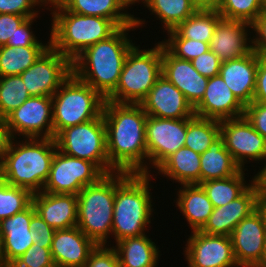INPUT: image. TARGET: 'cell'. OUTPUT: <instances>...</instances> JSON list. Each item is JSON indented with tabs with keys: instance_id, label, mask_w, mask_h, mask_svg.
<instances>
[{
	"instance_id": "cell-31",
	"label": "cell",
	"mask_w": 266,
	"mask_h": 267,
	"mask_svg": "<svg viewBox=\"0 0 266 267\" xmlns=\"http://www.w3.org/2000/svg\"><path fill=\"white\" fill-rule=\"evenodd\" d=\"M31 45L26 47H0V77L21 75L41 56L51 45Z\"/></svg>"
},
{
	"instance_id": "cell-45",
	"label": "cell",
	"mask_w": 266,
	"mask_h": 267,
	"mask_svg": "<svg viewBox=\"0 0 266 267\" xmlns=\"http://www.w3.org/2000/svg\"><path fill=\"white\" fill-rule=\"evenodd\" d=\"M194 68L199 72V74L205 76L206 78H212L219 75L221 61L215 53L211 50L202 53L198 57L191 60Z\"/></svg>"
},
{
	"instance_id": "cell-7",
	"label": "cell",
	"mask_w": 266,
	"mask_h": 267,
	"mask_svg": "<svg viewBox=\"0 0 266 267\" xmlns=\"http://www.w3.org/2000/svg\"><path fill=\"white\" fill-rule=\"evenodd\" d=\"M116 172L84 187L78 194L77 227L96 245H106L112 234Z\"/></svg>"
},
{
	"instance_id": "cell-33",
	"label": "cell",
	"mask_w": 266,
	"mask_h": 267,
	"mask_svg": "<svg viewBox=\"0 0 266 267\" xmlns=\"http://www.w3.org/2000/svg\"><path fill=\"white\" fill-rule=\"evenodd\" d=\"M244 171L245 169H241L231 177L200 183L214 207H221L228 204L239 197L250 186L245 181L244 175L246 174Z\"/></svg>"
},
{
	"instance_id": "cell-44",
	"label": "cell",
	"mask_w": 266,
	"mask_h": 267,
	"mask_svg": "<svg viewBox=\"0 0 266 267\" xmlns=\"http://www.w3.org/2000/svg\"><path fill=\"white\" fill-rule=\"evenodd\" d=\"M38 16L27 18L16 30L13 37H9L7 45L12 47H26L31 45H47L37 40V37L31 31L32 22Z\"/></svg>"
},
{
	"instance_id": "cell-36",
	"label": "cell",
	"mask_w": 266,
	"mask_h": 267,
	"mask_svg": "<svg viewBox=\"0 0 266 267\" xmlns=\"http://www.w3.org/2000/svg\"><path fill=\"white\" fill-rule=\"evenodd\" d=\"M20 75L0 77V115L7 117L30 98Z\"/></svg>"
},
{
	"instance_id": "cell-38",
	"label": "cell",
	"mask_w": 266,
	"mask_h": 267,
	"mask_svg": "<svg viewBox=\"0 0 266 267\" xmlns=\"http://www.w3.org/2000/svg\"><path fill=\"white\" fill-rule=\"evenodd\" d=\"M217 11L223 19L251 25L263 12V0H221Z\"/></svg>"
},
{
	"instance_id": "cell-21",
	"label": "cell",
	"mask_w": 266,
	"mask_h": 267,
	"mask_svg": "<svg viewBox=\"0 0 266 267\" xmlns=\"http://www.w3.org/2000/svg\"><path fill=\"white\" fill-rule=\"evenodd\" d=\"M162 75L185 95L193 108L202 100L209 81L199 74L191 61L176 58L163 44Z\"/></svg>"
},
{
	"instance_id": "cell-42",
	"label": "cell",
	"mask_w": 266,
	"mask_h": 267,
	"mask_svg": "<svg viewBox=\"0 0 266 267\" xmlns=\"http://www.w3.org/2000/svg\"><path fill=\"white\" fill-rule=\"evenodd\" d=\"M106 246L97 245L90 253L84 267H120L115 248Z\"/></svg>"
},
{
	"instance_id": "cell-18",
	"label": "cell",
	"mask_w": 266,
	"mask_h": 267,
	"mask_svg": "<svg viewBox=\"0 0 266 267\" xmlns=\"http://www.w3.org/2000/svg\"><path fill=\"white\" fill-rule=\"evenodd\" d=\"M149 116L162 119H182L195 115L185 95L164 75H161L140 103Z\"/></svg>"
},
{
	"instance_id": "cell-11",
	"label": "cell",
	"mask_w": 266,
	"mask_h": 267,
	"mask_svg": "<svg viewBox=\"0 0 266 267\" xmlns=\"http://www.w3.org/2000/svg\"><path fill=\"white\" fill-rule=\"evenodd\" d=\"M72 74V61L50 46L20 76L31 97H52Z\"/></svg>"
},
{
	"instance_id": "cell-20",
	"label": "cell",
	"mask_w": 266,
	"mask_h": 267,
	"mask_svg": "<svg viewBox=\"0 0 266 267\" xmlns=\"http://www.w3.org/2000/svg\"><path fill=\"white\" fill-rule=\"evenodd\" d=\"M194 113L198 117L222 121L244 116L245 106L219 74L209 78L204 96L194 107Z\"/></svg>"
},
{
	"instance_id": "cell-22",
	"label": "cell",
	"mask_w": 266,
	"mask_h": 267,
	"mask_svg": "<svg viewBox=\"0 0 266 267\" xmlns=\"http://www.w3.org/2000/svg\"><path fill=\"white\" fill-rule=\"evenodd\" d=\"M247 28H252L247 22L222 18L217 23L210 40V50L217 55L221 62L249 54L253 51V48L250 45L252 39L248 38Z\"/></svg>"
},
{
	"instance_id": "cell-54",
	"label": "cell",
	"mask_w": 266,
	"mask_h": 267,
	"mask_svg": "<svg viewBox=\"0 0 266 267\" xmlns=\"http://www.w3.org/2000/svg\"><path fill=\"white\" fill-rule=\"evenodd\" d=\"M257 267H266V241H265L264 253H263L262 259Z\"/></svg>"
},
{
	"instance_id": "cell-30",
	"label": "cell",
	"mask_w": 266,
	"mask_h": 267,
	"mask_svg": "<svg viewBox=\"0 0 266 267\" xmlns=\"http://www.w3.org/2000/svg\"><path fill=\"white\" fill-rule=\"evenodd\" d=\"M157 170L165 177L182 184H200V154L181 147L169 156Z\"/></svg>"
},
{
	"instance_id": "cell-6",
	"label": "cell",
	"mask_w": 266,
	"mask_h": 267,
	"mask_svg": "<svg viewBox=\"0 0 266 267\" xmlns=\"http://www.w3.org/2000/svg\"><path fill=\"white\" fill-rule=\"evenodd\" d=\"M152 49L134 45L128 52L116 89L105 99L120 104H140L162 75V42Z\"/></svg>"
},
{
	"instance_id": "cell-13",
	"label": "cell",
	"mask_w": 266,
	"mask_h": 267,
	"mask_svg": "<svg viewBox=\"0 0 266 267\" xmlns=\"http://www.w3.org/2000/svg\"><path fill=\"white\" fill-rule=\"evenodd\" d=\"M6 119L12 138H53L52 97H30Z\"/></svg>"
},
{
	"instance_id": "cell-5",
	"label": "cell",
	"mask_w": 266,
	"mask_h": 267,
	"mask_svg": "<svg viewBox=\"0 0 266 267\" xmlns=\"http://www.w3.org/2000/svg\"><path fill=\"white\" fill-rule=\"evenodd\" d=\"M49 4L54 9L51 10L50 45L71 61L84 49L107 39L120 28L113 20L69 12L60 3Z\"/></svg>"
},
{
	"instance_id": "cell-27",
	"label": "cell",
	"mask_w": 266,
	"mask_h": 267,
	"mask_svg": "<svg viewBox=\"0 0 266 267\" xmlns=\"http://www.w3.org/2000/svg\"><path fill=\"white\" fill-rule=\"evenodd\" d=\"M176 205L193 231H200L212 214L214 206L200 184H182Z\"/></svg>"
},
{
	"instance_id": "cell-15",
	"label": "cell",
	"mask_w": 266,
	"mask_h": 267,
	"mask_svg": "<svg viewBox=\"0 0 266 267\" xmlns=\"http://www.w3.org/2000/svg\"><path fill=\"white\" fill-rule=\"evenodd\" d=\"M191 233L184 251L188 267H239L230 236Z\"/></svg>"
},
{
	"instance_id": "cell-34",
	"label": "cell",
	"mask_w": 266,
	"mask_h": 267,
	"mask_svg": "<svg viewBox=\"0 0 266 267\" xmlns=\"http://www.w3.org/2000/svg\"><path fill=\"white\" fill-rule=\"evenodd\" d=\"M219 136L220 121L196 115L187 118L185 147L201 155Z\"/></svg>"
},
{
	"instance_id": "cell-12",
	"label": "cell",
	"mask_w": 266,
	"mask_h": 267,
	"mask_svg": "<svg viewBox=\"0 0 266 267\" xmlns=\"http://www.w3.org/2000/svg\"><path fill=\"white\" fill-rule=\"evenodd\" d=\"M220 136L236 163L245 169V161H266V138L261 136L245 116L220 121Z\"/></svg>"
},
{
	"instance_id": "cell-17",
	"label": "cell",
	"mask_w": 266,
	"mask_h": 267,
	"mask_svg": "<svg viewBox=\"0 0 266 267\" xmlns=\"http://www.w3.org/2000/svg\"><path fill=\"white\" fill-rule=\"evenodd\" d=\"M250 186L236 199L221 207H214L208 221L200 230L206 234L230 236L237 224L257 210L260 195L255 175Z\"/></svg>"
},
{
	"instance_id": "cell-2",
	"label": "cell",
	"mask_w": 266,
	"mask_h": 267,
	"mask_svg": "<svg viewBox=\"0 0 266 267\" xmlns=\"http://www.w3.org/2000/svg\"><path fill=\"white\" fill-rule=\"evenodd\" d=\"M141 20L135 17L133 25L120 27L107 39L84 49L72 60V74L106 99L116 89L125 58L135 45L127 32L142 26L145 21Z\"/></svg>"
},
{
	"instance_id": "cell-56",
	"label": "cell",
	"mask_w": 266,
	"mask_h": 267,
	"mask_svg": "<svg viewBox=\"0 0 266 267\" xmlns=\"http://www.w3.org/2000/svg\"><path fill=\"white\" fill-rule=\"evenodd\" d=\"M63 0H52L50 3H61Z\"/></svg>"
},
{
	"instance_id": "cell-4",
	"label": "cell",
	"mask_w": 266,
	"mask_h": 267,
	"mask_svg": "<svg viewBox=\"0 0 266 267\" xmlns=\"http://www.w3.org/2000/svg\"><path fill=\"white\" fill-rule=\"evenodd\" d=\"M151 176L145 173L116 172L112 222V236L116 242L144 235L147 225L151 223Z\"/></svg>"
},
{
	"instance_id": "cell-1",
	"label": "cell",
	"mask_w": 266,
	"mask_h": 267,
	"mask_svg": "<svg viewBox=\"0 0 266 267\" xmlns=\"http://www.w3.org/2000/svg\"><path fill=\"white\" fill-rule=\"evenodd\" d=\"M102 114L110 166L116 172L150 174L145 135L148 115L142 106L105 100Z\"/></svg>"
},
{
	"instance_id": "cell-47",
	"label": "cell",
	"mask_w": 266,
	"mask_h": 267,
	"mask_svg": "<svg viewBox=\"0 0 266 267\" xmlns=\"http://www.w3.org/2000/svg\"><path fill=\"white\" fill-rule=\"evenodd\" d=\"M27 18L18 14H0V47L7 45L9 37H13L17 28Z\"/></svg>"
},
{
	"instance_id": "cell-14",
	"label": "cell",
	"mask_w": 266,
	"mask_h": 267,
	"mask_svg": "<svg viewBox=\"0 0 266 267\" xmlns=\"http://www.w3.org/2000/svg\"><path fill=\"white\" fill-rule=\"evenodd\" d=\"M187 118L162 119L149 116L146 119V147L148 160L158 168L169 156L184 147Z\"/></svg>"
},
{
	"instance_id": "cell-51",
	"label": "cell",
	"mask_w": 266,
	"mask_h": 267,
	"mask_svg": "<svg viewBox=\"0 0 266 267\" xmlns=\"http://www.w3.org/2000/svg\"><path fill=\"white\" fill-rule=\"evenodd\" d=\"M196 11H217L221 0H190Z\"/></svg>"
},
{
	"instance_id": "cell-8",
	"label": "cell",
	"mask_w": 266,
	"mask_h": 267,
	"mask_svg": "<svg viewBox=\"0 0 266 267\" xmlns=\"http://www.w3.org/2000/svg\"><path fill=\"white\" fill-rule=\"evenodd\" d=\"M105 99L73 74L52 96L53 138L64 128L98 118Z\"/></svg>"
},
{
	"instance_id": "cell-19",
	"label": "cell",
	"mask_w": 266,
	"mask_h": 267,
	"mask_svg": "<svg viewBox=\"0 0 266 267\" xmlns=\"http://www.w3.org/2000/svg\"><path fill=\"white\" fill-rule=\"evenodd\" d=\"M35 213L36 209L31 203L25 210L0 221L1 267H9L33 245L30 220Z\"/></svg>"
},
{
	"instance_id": "cell-49",
	"label": "cell",
	"mask_w": 266,
	"mask_h": 267,
	"mask_svg": "<svg viewBox=\"0 0 266 267\" xmlns=\"http://www.w3.org/2000/svg\"><path fill=\"white\" fill-rule=\"evenodd\" d=\"M253 102L266 103V56H260Z\"/></svg>"
},
{
	"instance_id": "cell-48",
	"label": "cell",
	"mask_w": 266,
	"mask_h": 267,
	"mask_svg": "<svg viewBox=\"0 0 266 267\" xmlns=\"http://www.w3.org/2000/svg\"><path fill=\"white\" fill-rule=\"evenodd\" d=\"M256 32L252 40V48L260 56H266V12H262L251 24Z\"/></svg>"
},
{
	"instance_id": "cell-46",
	"label": "cell",
	"mask_w": 266,
	"mask_h": 267,
	"mask_svg": "<svg viewBox=\"0 0 266 267\" xmlns=\"http://www.w3.org/2000/svg\"><path fill=\"white\" fill-rule=\"evenodd\" d=\"M244 116L266 138V103L252 102L246 105Z\"/></svg>"
},
{
	"instance_id": "cell-50",
	"label": "cell",
	"mask_w": 266,
	"mask_h": 267,
	"mask_svg": "<svg viewBox=\"0 0 266 267\" xmlns=\"http://www.w3.org/2000/svg\"><path fill=\"white\" fill-rule=\"evenodd\" d=\"M11 140L12 136L9 131L7 119L0 115V161L8 151Z\"/></svg>"
},
{
	"instance_id": "cell-29",
	"label": "cell",
	"mask_w": 266,
	"mask_h": 267,
	"mask_svg": "<svg viewBox=\"0 0 266 267\" xmlns=\"http://www.w3.org/2000/svg\"><path fill=\"white\" fill-rule=\"evenodd\" d=\"M120 267H156L159 261V248L146 234L127 237L116 242Z\"/></svg>"
},
{
	"instance_id": "cell-40",
	"label": "cell",
	"mask_w": 266,
	"mask_h": 267,
	"mask_svg": "<svg viewBox=\"0 0 266 267\" xmlns=\"http://www.w3.org/2000/svg\"><path fill=\"white\" fill-rule=\"evenodd\" d=\"M9 267H56L49 248L33 243L26 252Z\"/></svg>"
},
{
	"instance_id": "cell-39",
	"label": "cell",
	"mask_w": 266,
	"mask_h": 267,
	"mask_svg": "<svg viewBox=\"0 0 266 267\" xmlns=\"http://www.w3.org/2000/svg\"><path fill=\"white\" fill-rule=\"evenodd\" d=\"M167 33L170 38L162 41V44L176 58L191 61L210 50L209 43L183 38L175 29Z\"/></svg>"
},
{
	"instance_id": "cell-57",
	"label": "cell",
	"mask_w": 266,
	"mask_h": 267,
	"mask_svg": "<svg viewBox=\"0 0 266 267\" xmlns=\"http://www.w3.org/2000/svg\"><path fill=\"white\" fill-rule=\"evenodd\" d=\"M52 0H45V2L47 3L46 6H48V4L51 2Z\"/></svg>"
},
{
	"instance_id": "cell-32",
	"label": "cell",
	"mask_w": 266,
	"mask_h": 267,
	"mask_svg": "<svg viewBox=\"0 0 266 267\" xmlns=\"http://www.w3.org/2000/svg\"><path fill=\"white\" fill-rule=\"evenodd\" d=\"M140 1L159 18L167 31L175 29L196 12L190 0H136L135 3Z\"/></svg>"
},
{
	"instance_id": "cell-26",
	"label": "cell",
	"mask_w": 266,
	"mask_h": 267,
	"mask_svg": "<svg viewBox=\"0 0 266 267\" xmlns=\"http://www.w3.org/2000/svg\"><path fill=\"white\" fill-rule=\"evenodd\" d=\"M60 4L69 12L113 20L119 27L135 23L133 14L123 13L130 5H135L133 0H63Z\"/></svg>"
},
{
	"instance_id": "cell-35",
	"label": "cell",
	"mask_w": 266,
	"mask_h": 267,
	"mask_svg": "<svg viewBox=\"0 0 266 267\" xmlns=\"http://www.w3.org/2000/svg\"><path fill=\"white\" fill-rule=\"evenodd\" d=\"M221 19L218 11H196L175 30L183 38L210 43L215 27Z\"/></svg>"
},
{
	"instance_id": "cell-55",
	"label": "cell",
	"mask_w": 266,
	"mask_h": 267,
	"mask_svg": "<svg viewBox=\"0 0 266 267\" xmlns=\"http://www.w3.org/2000/svg\"><path fill=\"white\" fill-rule=\"evenodd\" d=\"M263 12H266V0H263Z\"/></svg>"
},
{
	"instance_id": "cell-24",
	"label": "cell",
	"mask_w": 266,
	"mask_h": 267,
	"mask_svg": "<svg viewBox=\"0 0 266 267\" xmlns=\"http://www.w3.org/2000/svg\"><path fill=\"white\" fill-rule=\"evenodd\" d=\"M97 245L77 226L56 230L51 243V254L56 267H84Z\"/></svg>"
},
{
	"instance_id": "cell-37",
	"label": "cell",
	"mask_w": 266,
	"mask_h": 267,
	"mask_svg": "<svg viewBox=\"0 0 266 267\" xmlns=\"http://www.w3.org/2000/svg\"><path fill=\"white\" fill-rule=\"evenodd\" d=\"M33 194L0 179V221L25 210L32 203Z\"/></svg>"
},
{
	"instance_id": "cell-10",
	"label": "cell",
	"mask_w": 266,
	"mask_h": 267,
	"mask_svg": "<svg viewBox=\"0 0 266 267\" xmlns=\"http://www.w3.org/2000/svg\"><path fill=\"white\" fill-rule=\"evenodd\" d=\"M106 175L95 163L56 150L43 192L77 195Z\"/></svg>"
},
{
	"instance_id": "cell-3",
	"label": "cell",
	"mask_w": 266,
	"mask_h": 267,
	"mask_svg": "<svg viewBox=\"0 0 266 267\" xmlns=\"http://www.w3.org/2000/svg\"><path fill=\"white\" fill-rule=\"evenodd\" d=\"M14 143L0 161V179L12 186L42 192L48 180L51 162L57 150L54 138H25ZM14 144V145H13ZM17 144V145H16Z\"/></svg>"
},
{
	"instance_id": "cell-28",
	"label": "cell",
	"mask_w": 266,
	"mask_h": 267,
	"mask_svg": "<svg viewBox=\"0 0 266 267\" xmlns=\"http://www.w3.org/2000/svg\"><path fill=\"white\" fill-rule=\"evenodd\" d=\"M240 170L241 167L225 148L224 139L221 136L200 155V183L228 178Z\"/></svg>"
},
{
	"instance_id": "cell-53",
	"label": "cell",
	"mask_w": 266,
	"mask_h": 267,
	"mask_svg": "<svg viewBox=\"0 0 266 267\" xmlns=\"http://www.w3.org/2000/svg\"><path fill=\"white\" fill-rule=\"evenodd\" d=\"M257 209L262 214L265 226H266V194L260 192L258 202H257Z\"/></svg>"
},
{
	"instance_id": "cell-25",
	"label": "cell",
	"mask_w": 266,
	"mask_h": 267,
	"mask_svg": "<svg viewBox=\"0 0 266 267\" xmlns=\"http://www.w3.org/2000/svg\"><path fill=\"white\" fill-rule=\"evenodd\" d=\"M32 203L41 218L55 230L77 226V195L42 191L33 194Z\"/></svg>"
},
{
	"instance_id": "cell-16",
	"label": "cell",
	"mask_w": 266,
	"mask_h": 267,
	"mask_svg": "<svg viewBox=\"0 0 266 267\" xmlns=\"http://www.w3.org/2000/svg\"><path fill=\"white\" fill-rule=\"evenodd\" d=\"M230 238L238 266L257 267L262 259L266 241V226L259 210L241 220Z\"/></svg>"
},
{
	"instance_id": "cell-23",
	"label": "cell",
	"mask_w": 266,
	"mask_h": 267,
	"mask_svg": "<svg viewBox=\"0 0 266 267\" xmlns=\"http://www.w3.org/2000/svg\"><path fill=\"white\" fill-rule=\"evenodd\" d=\"M259 54L254 50L240 58L221 63L219 74L235 97L244 105L253 102Z\"/></svg>"
},
{
	"instance_id": "cell-41",
	"label": "cell",
	"mask_w": 266,
	"mask_h": 267,
	"mask_svg": "<svg viewBox=\"0 0 266 267\" xmlns=\"http://www.w3.org/2000/svg\"><path fill=\"white\" fill-rule=\"evenodd\" d=\"M46 4L45 0H0V14H18L30 18L38 16V11L33 9L35 6Z\"/></svg>"
},
{
	"instance_id": "cell-43",
	"label": "cell",
	"mask_w": 266,
	"mask_h": 267,
	"mask_svg": "<svg viewBox=\"0 0 266 267\" xmlns=\"http://www.w3.org/2000/svg\"><path fill=\"white\" fill-rule=\"evenodd\" d=\"M30 228L34 243L40 247L50 249L56 230L50 227L37 212L31 217Z\"/></svg>"
},
{
	"instance_id": "cell-9",
	"label": "cell",
	"mask_w": 266,
	"mask_h": 267,
	"mask_svg": "<svg viewBox=\"0 0 266 267\" xmlns=\"http://www.w3.org/2000/svg\"><path fill=\"white\" fill-rule=\"evenodd\" d=\"M54 139L58 151L91 161L105 174L116 172L108 160L103 114L91 121L64 128Z\"/></svg>"
},
{
	"instance_id": "cell-52",
	"label": "cell",
	"mask_w": 266,
	"mask_h": 267,
	"mask_svg": "<svg viewBox=\"0 0 266 267\" xmlns=\"http://www.w3.org/2000/svg\"><path fill=\"white\" fill-rule=\"evenodd\" d=\"M255 180L258 182L260 192L266 194V163L264 167L255 175Z\"/></svg>"
}]
</instances>
